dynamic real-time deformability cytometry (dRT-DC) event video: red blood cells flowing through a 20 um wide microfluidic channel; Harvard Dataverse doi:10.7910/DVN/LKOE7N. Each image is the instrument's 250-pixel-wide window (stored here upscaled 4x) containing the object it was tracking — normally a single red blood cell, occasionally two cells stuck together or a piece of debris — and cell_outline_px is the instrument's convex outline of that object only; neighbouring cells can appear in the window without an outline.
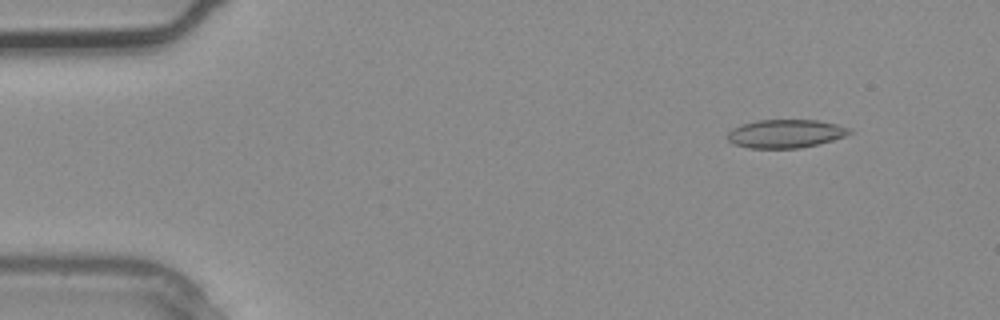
{"species": "common noctule bat (a hibernating species)", "species_latin": "Nyctalus noctula", "temperature_condition": "warm", "stored_images_in_passage": 3, "camera_frame_rate_fps": 3000, "um_per_image_px": 0.085, "animal": {"sex": "male", "body_mass_g": 20.4}, "frame": {"image": 1, "passage_image": 3, "time_ms": 0.667, "image_size_px": [1000, 320], "cell_outline_px": [[852, 132], [844, 136], [832, 140], [800, 148], [748, 148], [732, 144], [728, 140], [728, 132], [732, 128], [740, 124], [756, 120], [816, 120], [836, 124], [852, 128]], "centroid_in_image_um": [66.74, 11.36], "position_along_channel_um": 18.3, "area_um2": 20.23}}